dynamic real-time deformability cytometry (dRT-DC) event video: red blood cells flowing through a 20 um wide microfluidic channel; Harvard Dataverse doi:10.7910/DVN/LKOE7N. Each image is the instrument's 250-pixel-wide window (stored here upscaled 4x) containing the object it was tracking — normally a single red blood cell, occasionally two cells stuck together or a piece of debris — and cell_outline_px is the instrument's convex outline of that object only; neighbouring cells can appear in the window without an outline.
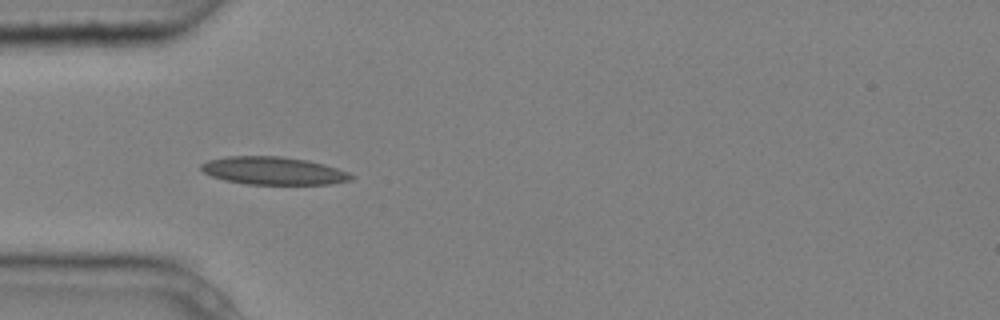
{"species": "common noctule bat (a hibernating species)", "species_latin": "Nyctalus noctula", "temperature_condition": "cold", "stored_images_in_passage": 5, "camera_frame_rate_fps": 3000, "um_per_image_px": 0.085, "animal": {"sex": "male", "body_mass_g": 20.4}, "frame": {"image": 1, "passage_image": 4, "time_ms": 1.0, "image_size_px": [1000, 320], "cell_outline_px": [[356, 176], [352, 180], [328, 184], [244, 184], [224, 180], [212, 176], [204, 172], [200, 168], [200, 164], [208, 160], [228, 156], [280, 156], [308, 160], [324, 164], [348, 172]], "centroid_in_image_um": [23.24, 14.51], "position_along_channel_um": 61.8, "area_um2": 24.39}}
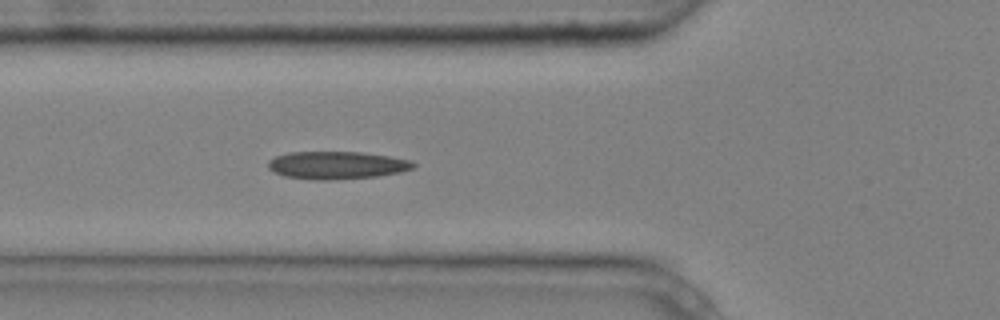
{"frame": {"image": 2, "passage_image": 5, "time_ms": 1.333, "image_size_px": [1000, 320], "cell_outline_px": [[416, 164], [412, 168], [400, 172], [376, 176], [328, 180], [312, 180], [284, 176], [268, 168], [268, 160], [276, 156], [288, 152], [360, 152], [388, 156], [412, 160]], "centroid_in_image_um": [28.61, 14.04], "position_along_channel_um": 97.2, "area_um2": 23.35}}